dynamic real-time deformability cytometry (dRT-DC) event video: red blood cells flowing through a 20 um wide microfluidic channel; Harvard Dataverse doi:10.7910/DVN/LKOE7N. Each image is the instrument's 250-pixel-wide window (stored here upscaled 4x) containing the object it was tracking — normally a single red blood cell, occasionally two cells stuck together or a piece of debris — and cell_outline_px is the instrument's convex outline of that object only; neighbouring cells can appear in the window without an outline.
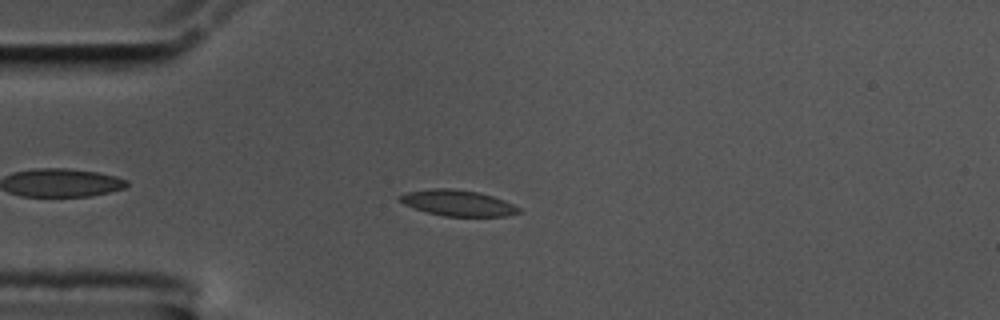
{"species": "common noctule bat (a hibernating species)", "species_latin": "Nyctalus noctula", "temperature_condition": "cold", "stored_images_in_passage": 34, "camera_frame_rate_fps": 3000, "um_per_image_px": 0.085, "animal": {"sex": "male", "body_mass_g": 17.5, "forearm_length_mm": 52.3}, "frame": {"image": 1, "passage_image": 7, "time_ms": 2.0, "image_size_px": [1000, 320], "cell_outline_px": [[520, 212], [508, 216], [444, 216], [428, 212], [404, 204], [400, 200], [400, 196], [408, 192], [432, 188], [452, 188], [480, 192], [504, 200], [520, 208]], "centroid_in_image_um": [38.95, 17.25], "position_along_channel_um": 46.0, "area_um2": 17.74}}
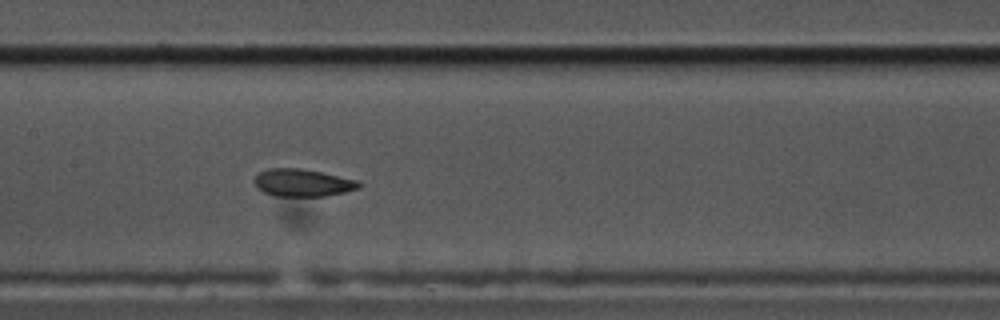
{"frame": {"image": 2, "passage_image": 20, "time_ms": 6.333, "image_size_px": [1000, 320], "cell_outline_px": [[364, 184], [360, 188], [344, 192], [324, 196], [276, 196], [264, 192], [256, 188], [252, 180], [260, 172], [268, 168], [300, 168], [360, 180]], "centroid_in_image_um": [25.74, 15.53], "position_along_channel_um": 181.7, "area_um2": 16.94}}
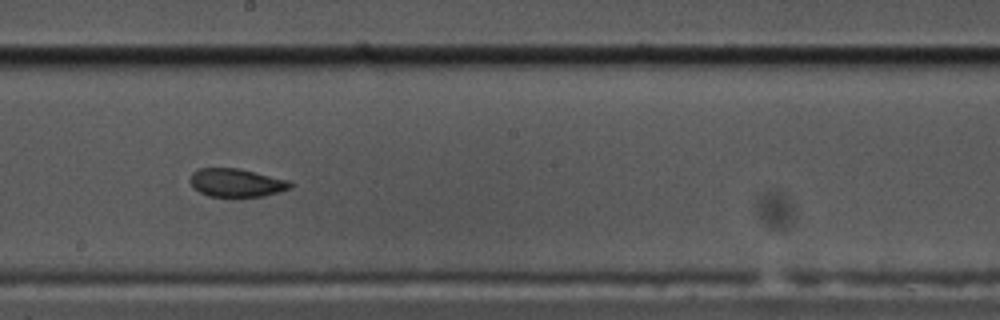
{"frame": {"image": 3, "passage_image": 24, "time_ms": 7.667, "image_size_px": [1000, 320], "cell_outline_px": [[292, 188], [264, 196], [208, 196], [200, 192], [188, 180], [192, 172], [196, 168], [240, 168], [288, 180], [292, 184]], "centroid_in_image_um": [20.08, 15.51], "position_along_channel_um": 228.1, "area_um2": 16.47}}